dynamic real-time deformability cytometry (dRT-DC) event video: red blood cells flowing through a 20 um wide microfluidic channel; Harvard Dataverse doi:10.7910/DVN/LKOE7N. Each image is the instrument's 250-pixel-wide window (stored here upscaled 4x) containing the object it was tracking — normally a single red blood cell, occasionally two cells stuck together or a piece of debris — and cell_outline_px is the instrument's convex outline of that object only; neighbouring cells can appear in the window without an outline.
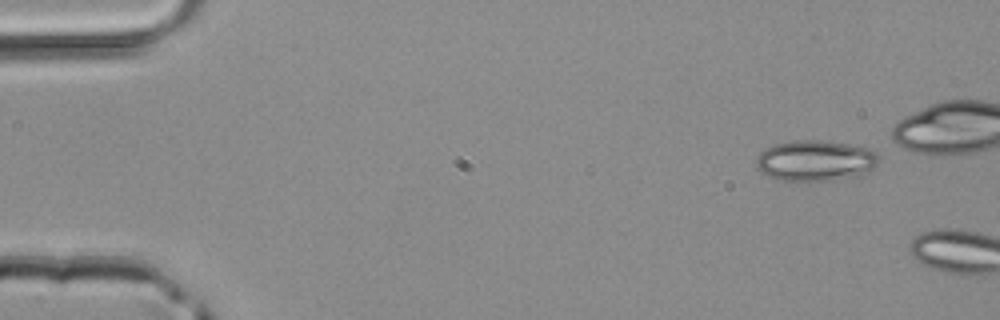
{"species": "common noctule bat (a hibernating species)", "species_latin": "Nyctalus noctula", "temperature_condition": "room temperature", "stored_images_in_passage": 3, "camera_frame_rate_fps": 3000, "um_per_image_px": 0.085, "animal": {"sex": "male", "body_mass_g": 20.4}, "frame": {"image": 1, "passage_image": 1, "time_ms": 0.0, "image_size_px": [1000, 320], "cell_outline_px": [[880, 160], [876, 168], [860, 176], [808, 184], [784, 180], [768, 176], [760, 172], [756, 168], [756, 156], [764, 148], [772, 144], [792, 140], [820, 140], [848, 144], [872, 148], [880, 152]], "centroid_in_image_um": [69.35, 13.68], "position_along_channel_um": 15.7, "area_um2": 30.58}}